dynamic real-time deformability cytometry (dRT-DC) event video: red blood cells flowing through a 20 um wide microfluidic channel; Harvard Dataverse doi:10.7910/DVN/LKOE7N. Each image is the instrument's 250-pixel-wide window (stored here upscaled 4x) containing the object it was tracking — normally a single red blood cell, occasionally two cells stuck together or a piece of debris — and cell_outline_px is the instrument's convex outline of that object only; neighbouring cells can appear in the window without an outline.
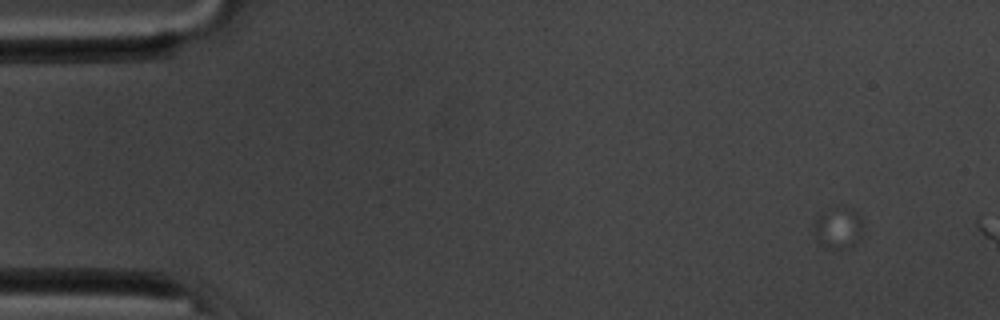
{"species": "common noctule bat (a hibernating species)", "species_latin": "Nyctalus noctula", "temperature_condition": "room temperature", "stored_images_in_passage": 3, "camera_frame_rate_fps": 3000, "um_per_image_px": 0.085, "animal": {"sex": "male", "body_mass_g": 20.1, "forearm_length_mm": 53.5}, "frame": {"image": 1, "passage_image": 1, "time_ms": 0.0, "image_size_px": [1000, 320], "cell_outline_px": [[864, 224], [860, 240], [852, 244], [840, 248], [828, 248], [820, 244], [816, 236], [812, 220], [820, 216], [852, 212], [856, 212], [860, 216]], "centroid_in_image_um": [71.27, 19.51], "position_along_channel_um": 13.7, "area_um2": 10.52}}